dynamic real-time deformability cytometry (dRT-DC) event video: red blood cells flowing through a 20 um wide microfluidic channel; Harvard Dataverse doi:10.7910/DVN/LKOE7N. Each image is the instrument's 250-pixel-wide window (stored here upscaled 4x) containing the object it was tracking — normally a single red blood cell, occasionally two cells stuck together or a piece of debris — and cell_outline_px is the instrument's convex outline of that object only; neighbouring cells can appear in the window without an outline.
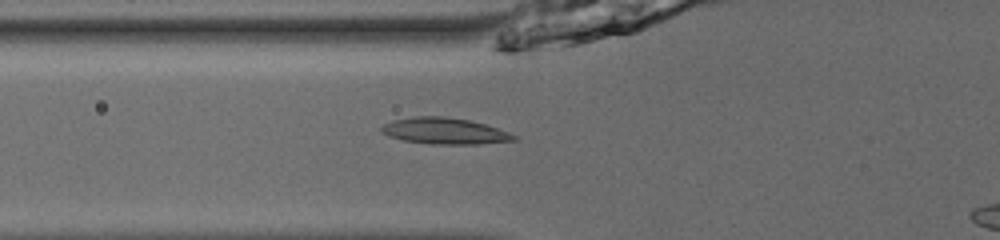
{"species": "common noctule bat (a hibernating species)", "species_latin": "Nyctalus noctula", "temperature_condition": "room temperature", "stored_images_in_passage": 17, "camera_frame_rate_fps": 3000, "um_per_image_px": 0.085, "animal": {"sex": "male", "body_mass_g": 13.0, "forearm_length_mm": 53.1}, "frame": {"image": 1, "passage_image": 17, "time_ms": 5.333, "image_size_px": [1000, 240], "cell_outline_px": [[520, 140], [480, 144], [432, 144], [404, 140], [388, 136], [380, 132], [380, 128], [384, 124], [392, 120], [416, 116], [444, 116], [468, 120], [484, 124], [508, 132], [516, 136]], "centroid_in_image_um": [37.78, 11.14], "position_along_channel_um": 88.0, "area_um2": 20.29}}